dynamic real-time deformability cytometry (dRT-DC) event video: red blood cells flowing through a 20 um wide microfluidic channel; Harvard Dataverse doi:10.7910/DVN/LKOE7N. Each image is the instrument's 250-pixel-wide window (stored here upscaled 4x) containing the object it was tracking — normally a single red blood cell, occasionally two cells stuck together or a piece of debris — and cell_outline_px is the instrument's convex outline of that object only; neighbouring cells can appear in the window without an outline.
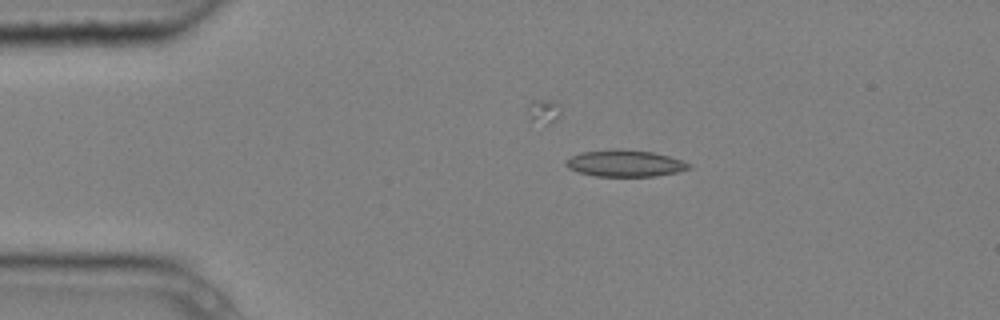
{"species": "common noctule bat (a hibernating species)", "species_latin": "Nyctalus noctula", "temperature_condition": "cold", "stored_images_in_passage": 6, "camera_frame_rate_fps": 3000, "um_per_image_px": 0.085, "animal": {"sex": "male", "body_mass_g": 20.4}, "frame": {"image": 1, "passage_image": 1, "time_ms": 0.0, "image_size_px": [1000, 320], "cell_outline_px": [[692, 168], [676, 172], [656, 176], [596, 176], [580, 172], [568, 168], [564, 164], [564, 160], [580, 152], [616, 148], [620, 148], [652, 152], [668, 156], [692, 164]], "centroid_in_image_um": [53.1, 13.87], "position_along_channel_um": 31.9, "area_um2": 19.19}}
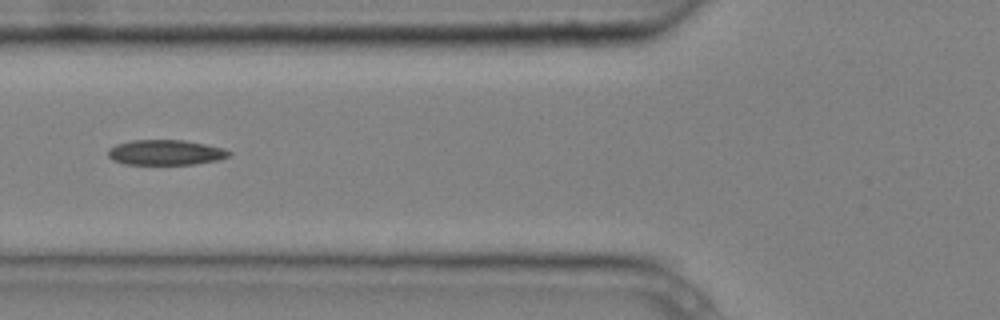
{"frame": {"image": 2, "passage_image": 3, "time_ms": 0.667, "image_size_px": [1000, 320], "cell_outline_px": [[232, 152], [228, 156], [216, 160], [196, 164], [124, 164], [112, 160], [108, 156], [108, 148], [116, 144], [132, 140], [184, 140], [224, 148]], "centroid_in_image_um": [14.04, 12.95], "position_along_channel_um": 111.8, "area_um2": 17.74}}
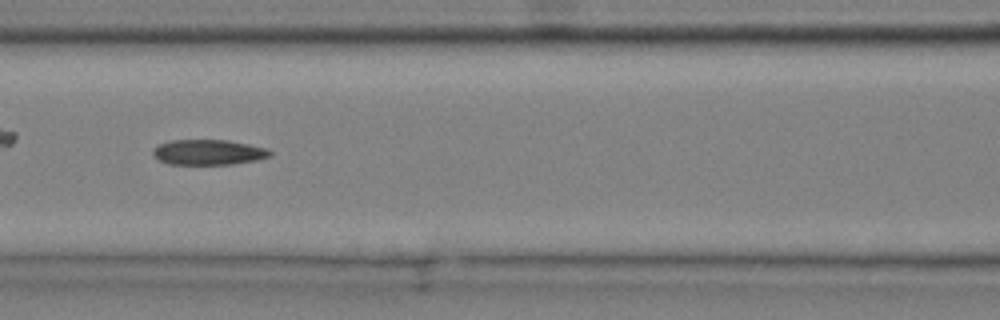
{"frame": {"image": 3, "passage_image": 4, "time_ms": 1.0, "image_size_px": [1000, 320], "cell_outline_px": [[272, 156], [256, 160], [232, 164], [168, 164], [152, 156], [152, 148], [160, 144], [172, 140], [228, 140], [268, 148], [272, 152]], "centroid_in_image_um": [17.72, 12.94], "position_along_channel_um": 148.9, "area_um2": 17.34}}